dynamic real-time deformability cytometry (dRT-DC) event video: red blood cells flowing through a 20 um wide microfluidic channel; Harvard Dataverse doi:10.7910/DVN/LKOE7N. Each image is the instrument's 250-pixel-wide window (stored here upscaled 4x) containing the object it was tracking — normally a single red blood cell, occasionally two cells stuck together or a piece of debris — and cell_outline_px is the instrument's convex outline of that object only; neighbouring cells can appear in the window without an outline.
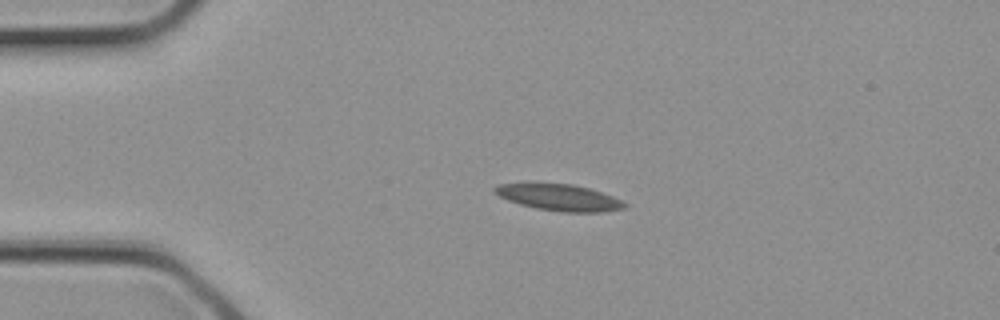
{"species": "common noctule bat (a hibernating species)", "species_latin": "Nyctalus noctula", "temperature_condition": "cold", "stored_images_in_passage": 2, "camera_frame_rate_fps": 3000, "um_per_image_px": 0.085, "animal": {"sex": "female", "body_mass_g": 21.9}, "frame": {"image": 1, "passage_image": 1, "time_ms": 0.0, "image_size_px": [1000, 320], "cell_outline_px": [[628, 204], [624, 208], [600, 212], [560, 212], [536, 208], [520, 204], [508, 200], [492, 192], [492, 188], [496, 184], [524, 180], [532, 180], [572, 184], [588, 188], [612, 196]], "centroid_in_image_um": [47.37, 16.72], "position_along_channel_um": 37.6, "area_um2": 20.92}}
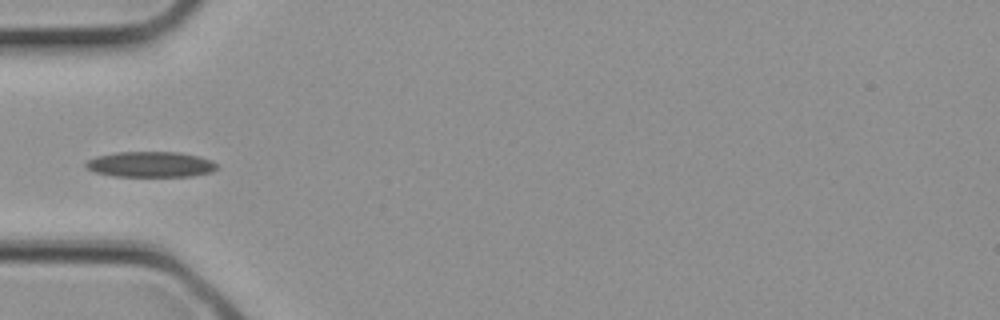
{"frame": {"image": 2, "passage_image": 2, "time_ms": 0.333, "image_size_px": [1000, 320], "cell_outline_px": [[216, 168], [212, 172], [192, 176], [112, 176], [96, 172], [88, 168], [84, 164], [88, 160], [96, 156], [116, 152], [180, 152], [212, 160], [216, 164]], "centroid_in_image_um": [12.79, 13.97], "position_along_channel_um": 72.2, "area_um2": 19.42}}